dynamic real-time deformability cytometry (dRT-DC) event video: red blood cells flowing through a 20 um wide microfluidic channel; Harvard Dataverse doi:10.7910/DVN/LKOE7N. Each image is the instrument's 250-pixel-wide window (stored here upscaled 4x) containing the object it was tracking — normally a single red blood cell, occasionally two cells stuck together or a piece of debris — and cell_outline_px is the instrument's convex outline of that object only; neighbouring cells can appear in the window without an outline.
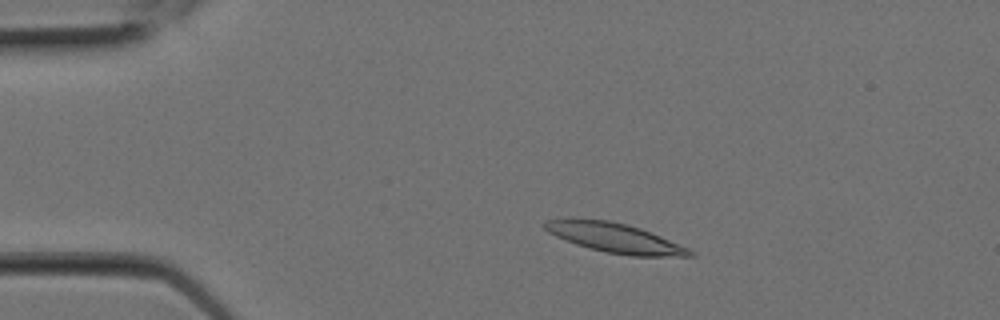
{"species": "Egyptian fruit bat (a non-hibernating species)", "species_latin": "Rousettus aegyptiacus", "temperature_condition": "room temperature", "stored_images_in_passage": 5, "camera_frame_rate_fps": 3000, "um_per_image_px": 0.085, "animal": {"sex": "female"}, "frame": {"image": 1, "passage_image": 3, "time_ms": 0.667, "image_size_px": [1000, 320], "cell_outline_px": [[696, 256], [632, 256], [604, 252], [576, 244], [556, 236], [548, 232], [544, 228], [544, 220], [572, 216], [608, 220], [628, 224], [640, 228], [660, 236], [688, 248], [696, 252]], "centroid_in_image_um": [52.19, 20.18], "position_along_channel_um": 32.8, "area_um2": 25.37}}